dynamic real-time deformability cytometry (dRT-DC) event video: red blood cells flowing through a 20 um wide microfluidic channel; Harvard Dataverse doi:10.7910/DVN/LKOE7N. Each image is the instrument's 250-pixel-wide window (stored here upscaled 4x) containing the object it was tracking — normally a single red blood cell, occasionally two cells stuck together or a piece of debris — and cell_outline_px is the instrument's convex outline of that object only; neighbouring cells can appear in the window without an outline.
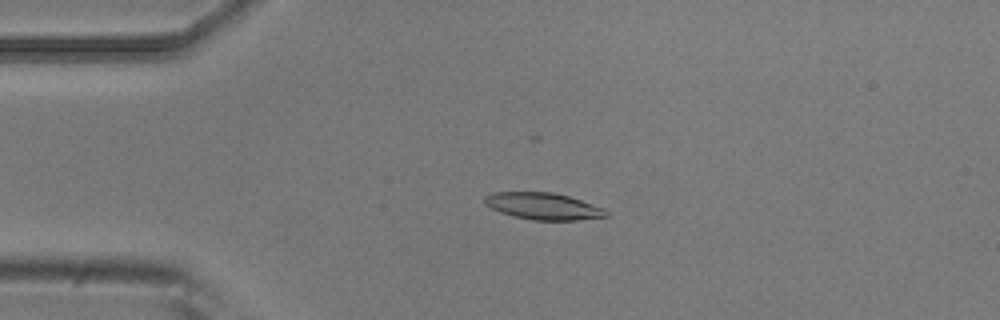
{"species": "common noctule bat (a hibernating species)", "species_latin": "Nyctalus noctula", "temperature_condition": "room temperature", "stored_images_in_passage": 6, "camera_frame_rate_fps": 3000, "um_per_image_px": 0.085, "animal": {"sex": "male", "body_mass_g": 20.5, "forearm_length_mm": 52.5}, "frame": {"image": 1, "passage_image": 5, "time_ms": 1.333, "image_size_px": [1000, 320], "cell_outline_px": [[608, 216], [576, 220], [532, 220], [512, 216], [500, 212], [484, 204], [484, 196], [492, 192], [552, 192], [568, 196], [604, 208], [608, 212]], "centroid_in_image_um": [46.14, 17.52], "position_along_channel_um": 38.9, "area_um2": 18.96}}